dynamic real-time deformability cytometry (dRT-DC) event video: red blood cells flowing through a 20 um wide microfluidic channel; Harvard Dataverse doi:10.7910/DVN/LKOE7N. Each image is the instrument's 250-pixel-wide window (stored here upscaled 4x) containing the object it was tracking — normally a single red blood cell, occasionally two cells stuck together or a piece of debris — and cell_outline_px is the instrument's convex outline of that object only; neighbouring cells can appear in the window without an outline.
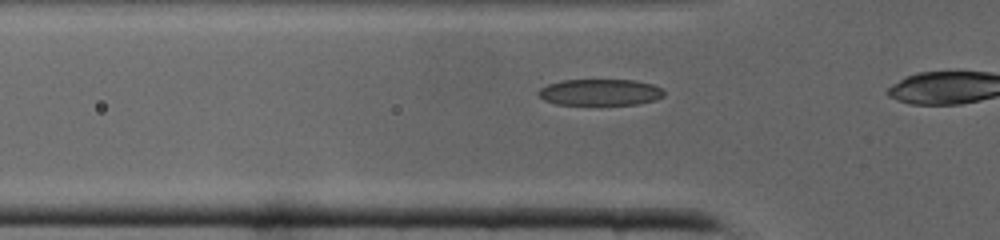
{"species": "common noctule bat (a hibernating species)", "species_latin": "Nyctalus noctula", "temperature_condition": "cold", "stored_images_in_passage": 7, "camera_frame_rate_fps": 3000, "um_per_image_px": 0.085, "animal": {"sex": "male", "body_mass_g": 19.0, "forearm_length_mm": 50.8}, "frame": {"image": 1, "passage_image": 5, "time_ms": 1.333, "image_size_px": [1000, 240], "cell_outline_px": [[664, 96], [656, 100], [640, 104], [556, 104], [544, 100], [536, 92], [540, 88], [548, 84], [564, 80], [636, 80], [652, 84], [664, 88]], "centroid_in_image_um": [51.05, 7.84], "position_along_channel_um": 74.7, "area_um2": 19.36}}